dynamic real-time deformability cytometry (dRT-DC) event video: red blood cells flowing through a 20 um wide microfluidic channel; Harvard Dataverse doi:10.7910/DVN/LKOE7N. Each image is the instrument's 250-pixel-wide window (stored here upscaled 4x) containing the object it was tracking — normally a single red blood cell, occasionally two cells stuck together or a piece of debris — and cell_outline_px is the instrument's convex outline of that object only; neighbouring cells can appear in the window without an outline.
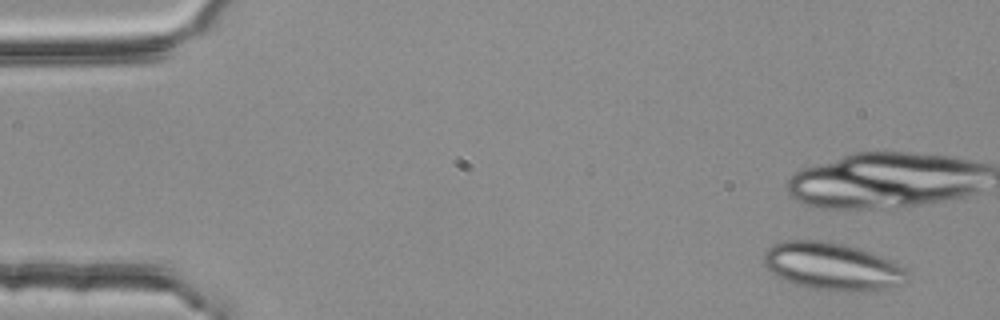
{"species": "common noctule bat (a hibernating species)", "species_latin": "Nyctalus noctula", "temperature_condition": "room temperature", "stored_images_in_passage": 5, "camera_frame_rate_fps": 3000, "um_per_image_px": 0.085, "animal": {"sex": "female", "body_mass_g": 25.1}, "frame": {"image": 1, "passage_image": 1, "time_ms": 0.0, "image_size_px": [1000, 320], "cell_outline_px": [[912, 280], [904, 284], [872, 292], [844, 292], [808, 288], [784, 280], [776, 276], [764, 264], [764, 252], [772, 244], [784, 240], [828, 240], [844, 244], [884, 256], [900, 264], [904, 268]], "centroid_in_image_um": [70.81, 22.66], "position_along_channel_um": 14.2, "area_um2": 40.69}}